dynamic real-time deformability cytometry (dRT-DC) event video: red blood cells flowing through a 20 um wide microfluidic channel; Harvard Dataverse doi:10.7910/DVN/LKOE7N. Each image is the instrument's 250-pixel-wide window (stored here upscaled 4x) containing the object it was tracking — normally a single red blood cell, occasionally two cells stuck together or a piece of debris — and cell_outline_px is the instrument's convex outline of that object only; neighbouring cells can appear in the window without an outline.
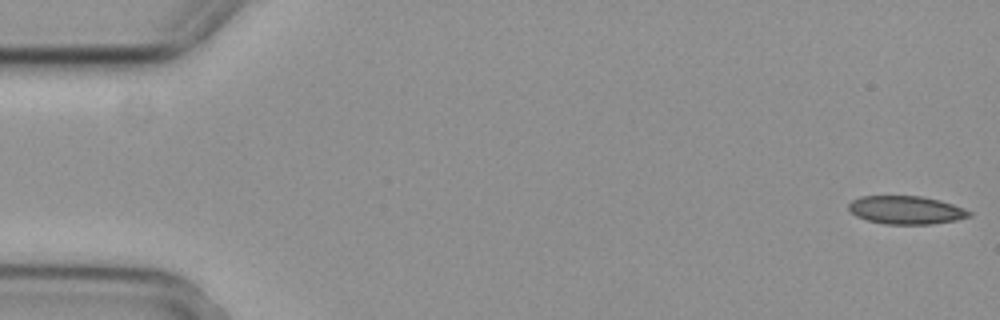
{"species": "common noctule bat (a hibernating species)", "species_latin": "Nyctalus noctula", "temperature_condition": "cold", "stored_images_in_passage": 5, "camera_frame_rate_fps": 3000, "um_per_image_px": 0.085, "animal": {"sex": "female", "body_mass_g": 29.2, "forearm_length_mm": 56.3}, "frame": {"image": 1, "passage_image": 1, "time_ms": 0.0, "image_size_px": [1000, 320], "cell_outline_px": [[972, 216], [956, 220], [932, 224], [884, 224], [868, 220], [856, 216], [848, 208], [848, 204], [852, 200], [860, 196], [920, 196], [940, 200], [964, 208], [972, 212]], "centroid_in_image_um": [77.03, 17.85], "position_along_channel_um": 8.0, "area_um2": 19.83}}